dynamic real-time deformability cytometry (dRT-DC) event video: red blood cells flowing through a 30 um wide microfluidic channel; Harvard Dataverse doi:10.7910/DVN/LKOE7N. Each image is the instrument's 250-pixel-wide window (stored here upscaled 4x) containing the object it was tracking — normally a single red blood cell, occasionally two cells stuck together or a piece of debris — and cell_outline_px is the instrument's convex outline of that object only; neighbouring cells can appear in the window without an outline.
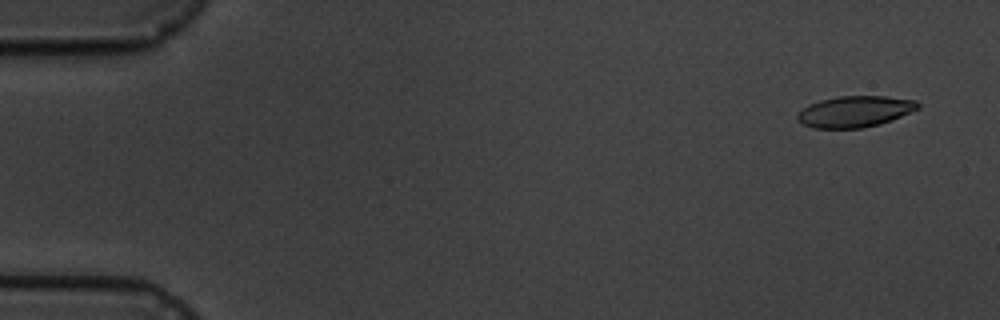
{"species": "common noctule bat (a hibernating species)", "species_latin": "Nyctalus noctula", "temperature_condition": "cold", "stored_images_in_passage": 5, "camera_frame_rate_fps": 3000, "um_per_image_px": 0.085, "animal": {"sex": "male", "body_mass_g": 19.5, "forearm_length_mm": 54.6}, "frame": {"image": 1, "passage_image": 1, "time_ms": 0.0, "image_size_px": [1000, 320], "cell_outline_px": [[920, 108], [892, 120], [880, 124], [860, 128], [812, 128], [796, 120], [796, 116], [808, 104], [820, 100], [840, 96], [884, 96], [916, 100], [920, 104]], "centroid_in_image_um": [72.67, 9.48], "position_along_channel_um": 12.3, "area_um2": 21.91}}
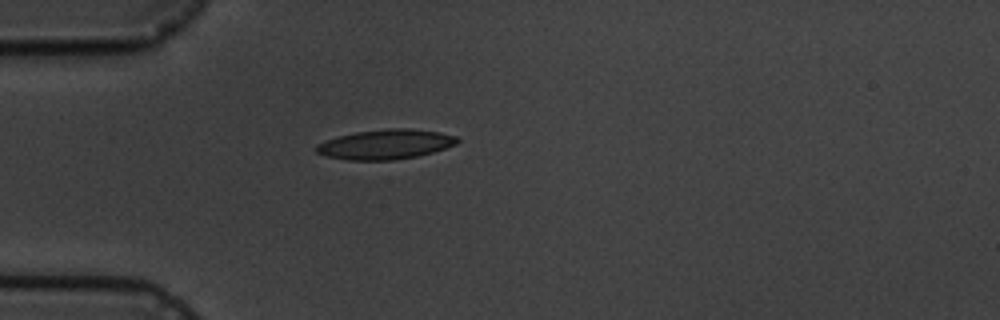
{"frame": {"image": 2, "passage_image": 5, "time_ms": 4.333, "image_size_px": [1000, 320], "cell_outline_px": [[460, 140], [456, 144], [432, 152], [416, 156], [392, 160], [348, 160], [328, 156], [316, 152], [316, 144], [340, 136], [356, 132], [388, 128], [408, 128], [440, 132], [456, 136]], "centroid_in_image_um": [32.79, 12.26], "position_along_channel_um": 52.2, "area_um2": 24.16}}